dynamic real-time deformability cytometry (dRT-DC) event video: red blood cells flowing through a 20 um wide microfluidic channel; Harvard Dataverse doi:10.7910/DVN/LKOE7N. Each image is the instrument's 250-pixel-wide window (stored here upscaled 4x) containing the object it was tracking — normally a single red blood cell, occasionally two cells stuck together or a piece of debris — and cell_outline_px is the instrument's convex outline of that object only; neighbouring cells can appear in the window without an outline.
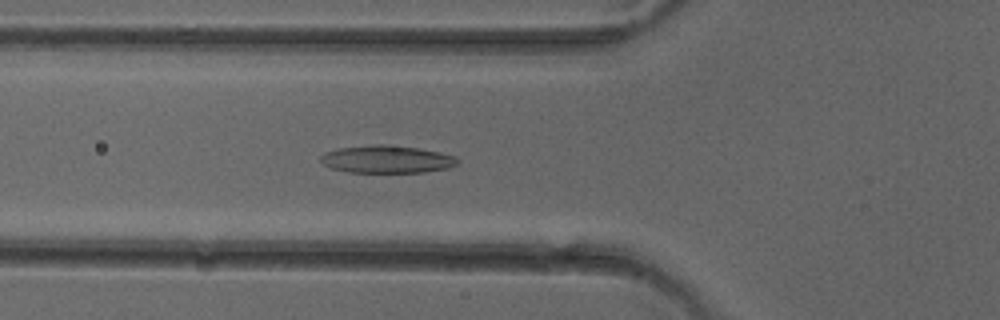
{"species": "common noctule bat (a hibernating species)", "species_latin": "Nyctalus noctula", "temperature_condition": "cold", "stored_images_in_passage": 51, "camera_frame_rate_fps": 3000, "um_per_image_px": 0.085, "animal": {"sex": "female"}, "frame": {"image": 1, "passage_image": 19, "time_ms": 6.0, "image_size_px": [1000, 320], "cell_outline_px": [[460, 160], [456, 164], [448, 168], [424, 172], [348, 172], [332, 168], [324, 164], [320, 160], [320, 156], [324, 152], [336, 148], [372, 144], [388, 144], [416, 148], [440, 152], [456, 156]], "centroid_in_image_um": [32.86, 13.52], "position_along_channel_um": 92.9, "area_um2": 22.14}}
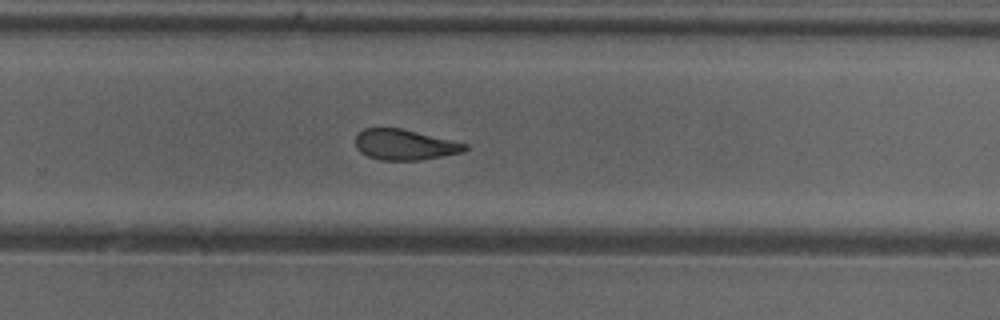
{"frame": {"image": 2, "passage_image": 34, "time_ms": 11.0, "image_size_px": [1000, 320], "cell_outline_px": [[468, 148], [464, 152], [444, 156], [420, 160], [380, 160], [368, 156], [360, 152], [356, 148], [356, 136], [364, 128], [404, 128], [468, 144]], "centroid_in_image_um": [34.42, 12.3], "position_along_channel_um": 295.4, "area_um2": 19.65}}
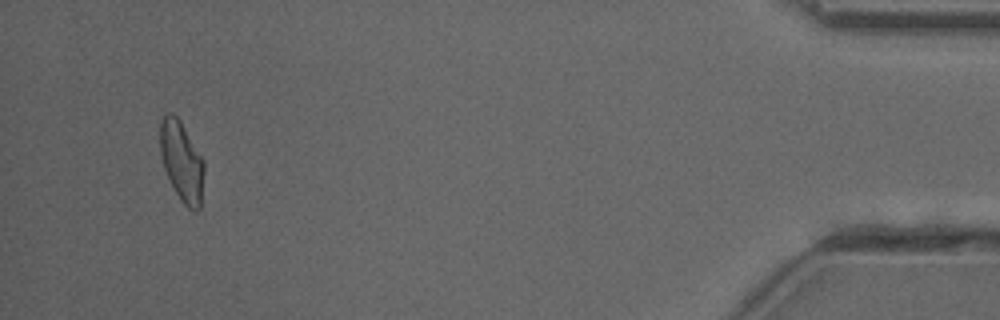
{"frame": {"image": 3, "passage_image": 49, "time_ms": 16.0, "image_size_px": [1000, 320], "cell_outline_px": [[204, 172], [200, 208], [196, 212], [188, 208], [180, 200], [164, 168], [160, 156], [160, 120], [164, 112], [172, 112], [180, 120], [204, 160]], "centroid_in_image_um": [15.44, 13.68], "position_along_channel_um": 419.8, "area_um2": 20.63}, "authors_computed_cell_mechanics": {"area_um2": 20.9814, "velocity_mm_per_s": 4.042, "shape_relaxation_time_tau1_ms": null, "shape_relaxation_time_tau2_ms": 3.4399, "deformation_change_tau1": null, "deformation_change_tau2": 0.1087}}